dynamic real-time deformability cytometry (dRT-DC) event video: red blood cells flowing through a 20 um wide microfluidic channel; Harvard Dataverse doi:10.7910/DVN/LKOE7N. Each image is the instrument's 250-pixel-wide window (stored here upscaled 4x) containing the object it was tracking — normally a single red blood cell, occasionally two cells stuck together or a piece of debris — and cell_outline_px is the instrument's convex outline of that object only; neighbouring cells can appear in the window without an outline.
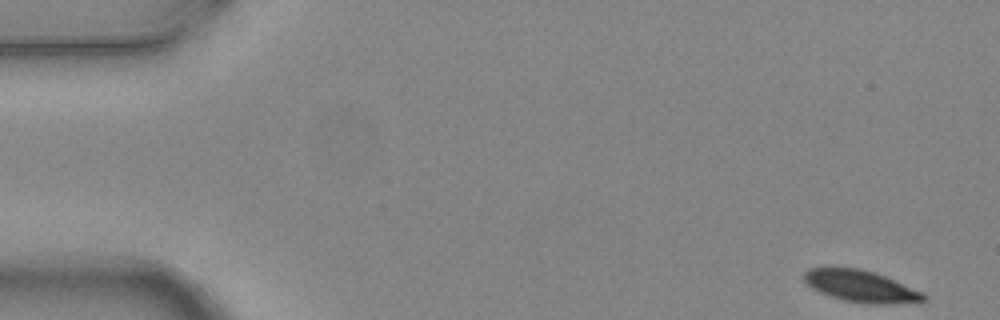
{"species": "common noctule bat (a hibernating species)", "species_latin": "Nyctalus noctula", "temperature_condition": "warm", "stored_images_in_passage": 9, "camera_frame_rate_fps": 3000, "um_per_image_px": 0.085, "animal": {"sex": "female", "body_mass_g": 24.6, "forearm_length_mm": 56.2}, "frame": {"image": 1, "passage_image": 1, "time_ms": 0.0, "image_size_px": [1000, 320], "cell_outline_px": [[928, 296], [924, 300], [888, 304], [868, 304], [844, 300], [828, 296], [812, 288], [804, 280], [804, 272], [808, 268], [824, 264], [828, 264], [860, 268], [884, 276], [924, 292]], "centroid_in_image_um": [73.07, 24.27], "position_along_channel_um": 11.9, "area_um2": 22.66}}
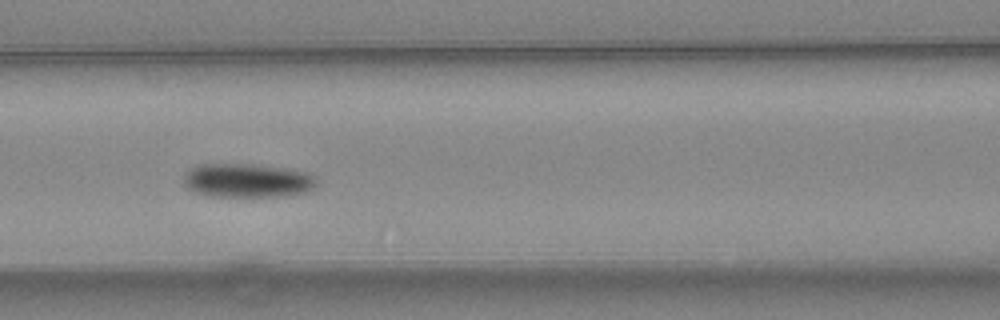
{"frame": {"image": 2, "passage_image": 7, "time_ms": 2.0, "image_size_px": [1000, 320], "cell_outline_px": [[316, 184], [312, 188], [304, 192], [280, 196], [208, 196], [196, 192], [188, 188], [184, 184], [184, 176], [188, 168], [200, 164], [256, 164], [284, 168], [308, 172], [316, 176]], "centroid_in_image_um": [21.0, 15.33], "position_along_channel_um": 145.6, "area_um2": 26.3}}
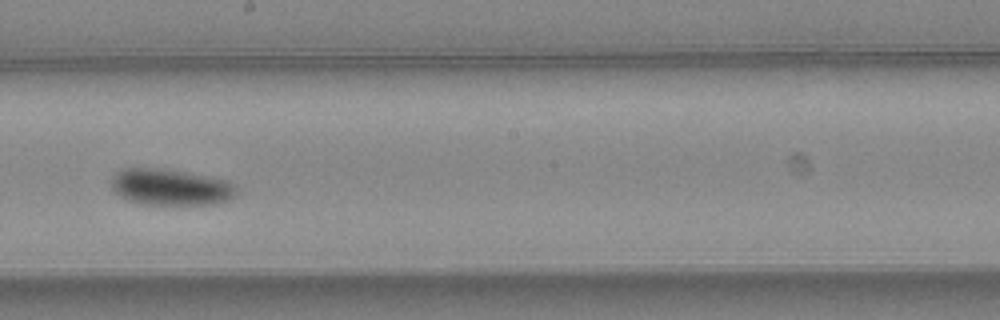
{"frame": {"image": 3, "passage_image": 9, "time_ms": 2.667, "image_size_px": [1000, 320], "cell_outline_px": [[236, 192], [228, 200], [212, 204], [140, 204], [128, 200], [120, 196], [112, 188], [112, 176], [116, 172], [124, 168], [156, 168], [184, 172], [228, 180], [236, 184]], "centroid_in_image_um": [14.49, 15.9], "position_along_channel_um": 233.7, "area_um2": 26.3}}